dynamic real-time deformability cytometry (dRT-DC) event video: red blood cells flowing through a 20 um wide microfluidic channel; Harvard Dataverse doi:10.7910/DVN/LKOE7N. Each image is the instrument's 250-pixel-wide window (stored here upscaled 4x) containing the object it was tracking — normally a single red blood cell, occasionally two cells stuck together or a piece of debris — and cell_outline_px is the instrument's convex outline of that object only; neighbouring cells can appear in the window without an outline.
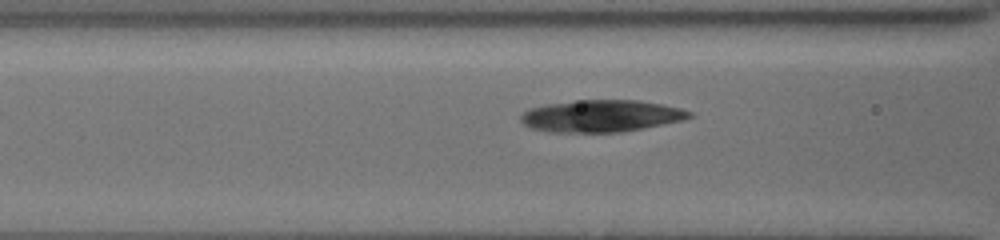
{"species": "common noctule bat (a hibernating species)", "species_latin": "Nyctalus noctula", "temperature_condition": "cold", "stored_images_in_passage": 9, "camera_frame_rate_fps": 3000, "um_per_image_px": 0.085, "animal": {"sex": "female", "body_mass_g": 19.5, "forearm_length_mm": 54.1}, "frame": {"image": 1, "passage_image": 7, "time_ms": 2.0, "image_size_px": [1000, 240], "cell_outline_px": [[692, 116], [680, 120], [644, 128], [624, 132], [548, 132], [532, 128], [524, 124], [520, 120], [520, 116], [524, 112], [532, 108], [552, 104], [576, 100], [640, 100], [680, 108], [692, 112]], "centroid_in_image_um": [51.1, 9.86], "position_along_channel_um": 115.5, "area_um2": 31.1}}